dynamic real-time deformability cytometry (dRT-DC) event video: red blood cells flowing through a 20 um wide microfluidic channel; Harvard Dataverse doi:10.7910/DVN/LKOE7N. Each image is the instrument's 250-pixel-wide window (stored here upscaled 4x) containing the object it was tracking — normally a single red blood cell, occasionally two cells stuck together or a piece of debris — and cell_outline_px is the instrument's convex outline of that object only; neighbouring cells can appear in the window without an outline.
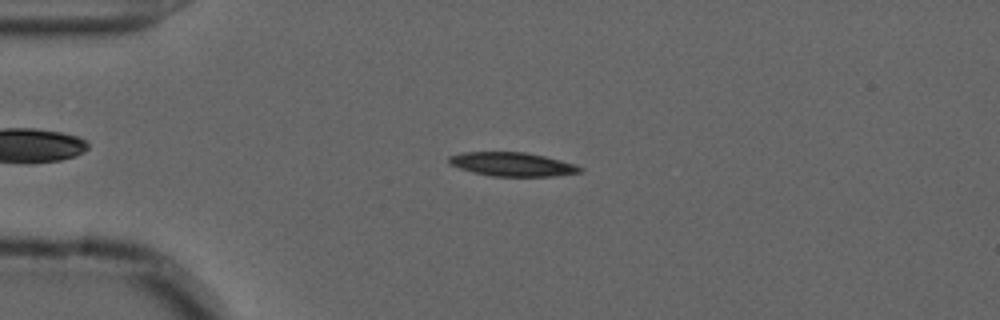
{"species": "common noctule bat (a hibernating species)", "species_latin": "Nyctalus noctula", "temperature_condition": "cold", "stored_images_in_passage": 17, "camera_frame_rate_fps": 3000, "um_per_image_px": 0.085, "animal": {"sex": "male", "forearm_length_mm": 52.5}, "frame": {"image": 1, "passage_image": 10, "time_ms": 3.0, "image_size_px": [1000, 320], "cell_outline_px": [[584, 172], [556, 176], [492, 176], [472, 172], [448, 164], [448, 156], [464, 152], [524, 152], [544, 156], [576, 164], [584, 168]], "centroid_in_image_um": [43.57, 13.97], "position_along_channel_um": 41.4, "area_um2": 18.32}}
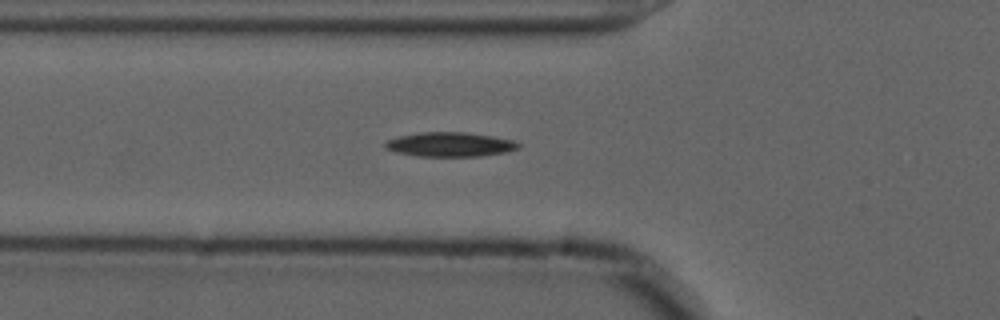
{"frame": {"image": 2, "passage_image": 16, "time_ms": 5.0, "image_size_px": [1000, 320], "cell_outline_px": [[520, 148], [504, 152], [480, 156], [416, 156], [396, 152], [384, 148], [384, 144], [388, 140], [400, 136], [420, 132], [464, 132], [492, 136], [512, 140], [520, 144]], "centroid_in_image_um": [38.23, 12.28], "position_along_channel_um": 87.6, "area_um2": 18.79}}